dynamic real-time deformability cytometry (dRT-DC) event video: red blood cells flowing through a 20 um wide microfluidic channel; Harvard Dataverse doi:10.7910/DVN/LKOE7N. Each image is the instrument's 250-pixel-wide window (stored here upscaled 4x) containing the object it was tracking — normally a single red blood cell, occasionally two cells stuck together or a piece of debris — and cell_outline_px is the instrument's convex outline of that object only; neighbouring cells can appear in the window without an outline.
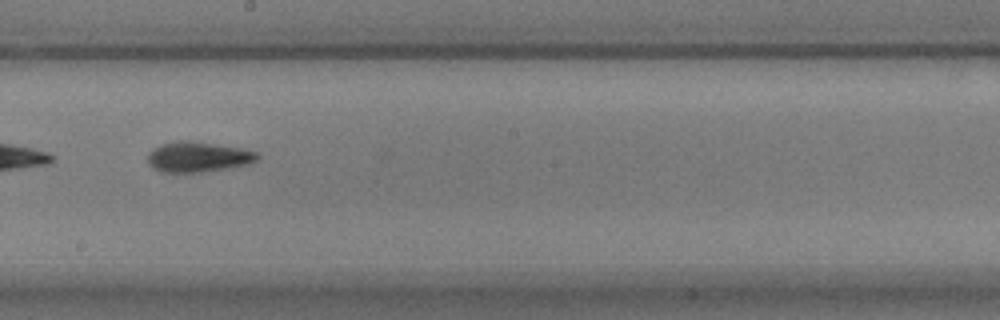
{"species": "common noctule bat (a hibernating species)", "species_latin": "Nyctalus noctula", "temperature_condition": "warm", "stored_images_in_passage": 19, "camera_frame_rate_fps": 3000, "um_per_image_px": 0.085, "animal": {"sex": "male", "body_mass_g": 17.9}, "frame": {"image": 1, "passage_image": 15, "time_ms": 4.667, "image_size_px": [1000, 320], "cell_outline_px": [[260, 156], [252, 164], [228, 168], [200, 172], [160, 172], [152, 168], [148, 164], [148, 152], [152, 148], [160, 144], [176, 140], [192, 140], [240, 148], [260, 152]], "centroid_in_image_um": [16.82, 13.33], "position_along_channel_um": 231.4, "area_um2": 19.77}}